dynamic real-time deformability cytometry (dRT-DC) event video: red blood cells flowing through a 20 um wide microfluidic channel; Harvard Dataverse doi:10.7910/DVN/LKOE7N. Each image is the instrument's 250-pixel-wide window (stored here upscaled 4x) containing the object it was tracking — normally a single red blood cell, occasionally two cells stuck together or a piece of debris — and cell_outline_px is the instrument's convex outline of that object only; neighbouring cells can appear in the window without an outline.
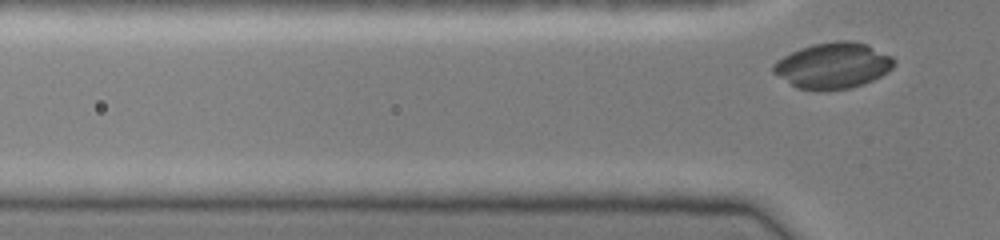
{"species": "common noctule bat (a hibernating species)", "species_latin": "Nyctalus noctula", "temperature_condition": "cold", "stored_images_in_passage": 3, "camera_frame_rate_fps": 3000, "um_per_image_px": 0.085, "animal": {"sex": "female", "body_mass_g": 19.0, "forearm_length_mm": 51.5}, "frame": {"image": 1, "passage_image": 3, "time_ms": 0.667, "image_size_px": [1000, 240], "cell_outline_px": [[896, 60], [892, 68], [888, 72], [864, 84], [848, 88], [824, 92], [816, 92], [796, 88], [772, 72], [772, 64], [776, 60], [800, 48], [812, 44], [836, 40], [852, 40], [868, 44], [892, 56]], "centroid_in_image_um": [70.79, 5.58], "position_along_channel_um": 55.0, "area_um2": 32.89}}